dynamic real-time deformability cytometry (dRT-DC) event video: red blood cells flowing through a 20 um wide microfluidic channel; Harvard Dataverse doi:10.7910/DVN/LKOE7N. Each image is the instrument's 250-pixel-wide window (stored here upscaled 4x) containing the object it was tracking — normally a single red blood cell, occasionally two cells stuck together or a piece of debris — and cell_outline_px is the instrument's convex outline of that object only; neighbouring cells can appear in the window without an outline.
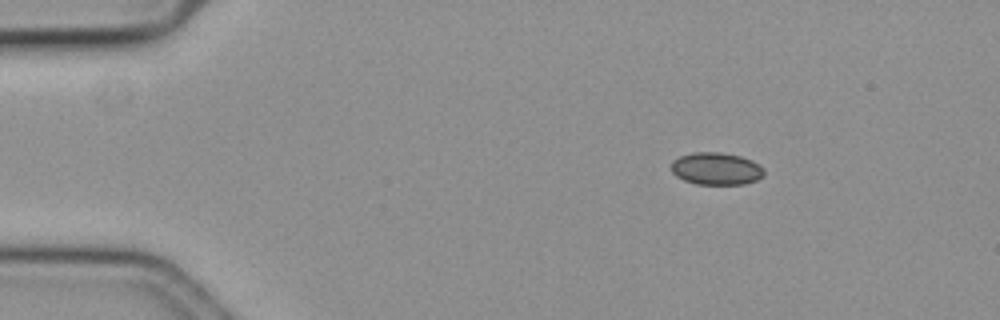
{"species": "common noctule bat (a hibernating species)", "species_latin": "Nyctalus noctula", "temperature_condition": "cold", "stored_images_in_passage": 50, "camera_frame_rate_fps": 3000, "um_per_image_px": 0.085, "animal": {"sex": "female", "body_mass_g": 19.3, "forearm_length_mm": 54.1}, "frame": {"image": 1, "passage_image": 1, "time_ms": 0.0, "image_size_px": [1000, 320], "cell_outline_px": [[764, 176], [756, 180], [744, 184], [696, 184], [684, 180], [676, 176], [672, 172], [672, 160], [680, 156], [696, 152], [720, 152], [740, 156], [752, 160], [760, 164], [764, 168]], "centroid_in_image_um": [60.9, 14.34], "position_along_channel_um": 24.1, "area_um2": 17.57}}
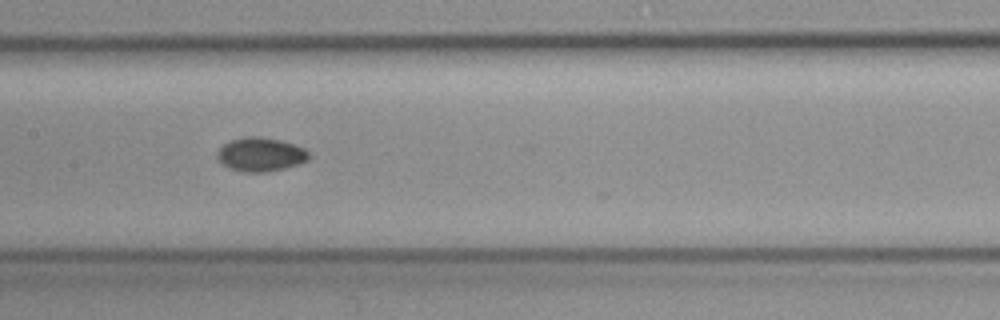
{"frame": {"image": 2, "passage_image": 21, "time_ms": 6.667, "image_size_px": [1000, 320], "cell_outline_px": [[308, 160], [300, 164], [284, 168], [264, 172], [244, 172], [228, 168], [220, 164], [216, 160], [216, 152], [224, 144], [232, 140], [252, 136], [260, 136], [280, 140], [304, 148], [308, 152]], "centroid_in_image_um": [22.11, 13.14], "position_along_channel_um": 185.3, "area_um2": 18.09}}
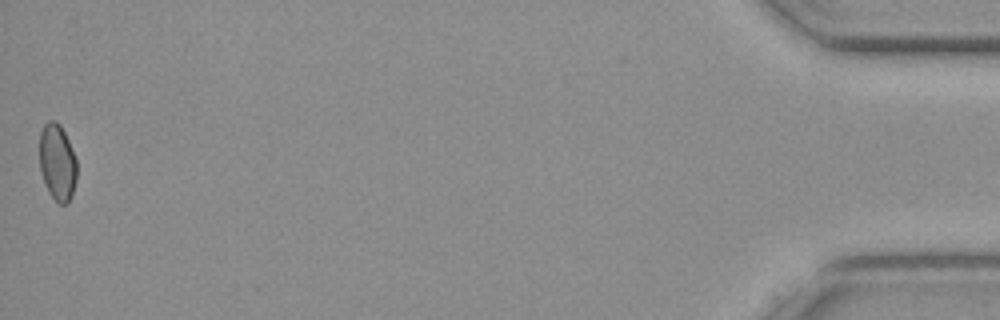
{"frame": {"image": 3, "passage_image": 50, "time_ms": 16.333, "image_size_px": [1000, 320], "cell_outline_px": [[76, 180], [72, 196], [68, 204], [56, 204], [48, 192], [40, 168], [40, 132], [44, 124], [48, 120], [56, 120], [60, 124], [68, 140], [76, 160]], "centroid_in_image_um": [4.87, 13.82], "position_along_channel_um": 430.3, "area_um2": 16.76}, "authors_computed_cell_mechanics": {"area_um2": 17.2533, "velocity_mm_per_s": 3.5898, "shape_relaxation_time_tau1_ms": null, "shape_relaxation_time_tau2_ms": 8.2277, "deformation_change_tau1": null, "deformation_change_tau2": 0.0819}}